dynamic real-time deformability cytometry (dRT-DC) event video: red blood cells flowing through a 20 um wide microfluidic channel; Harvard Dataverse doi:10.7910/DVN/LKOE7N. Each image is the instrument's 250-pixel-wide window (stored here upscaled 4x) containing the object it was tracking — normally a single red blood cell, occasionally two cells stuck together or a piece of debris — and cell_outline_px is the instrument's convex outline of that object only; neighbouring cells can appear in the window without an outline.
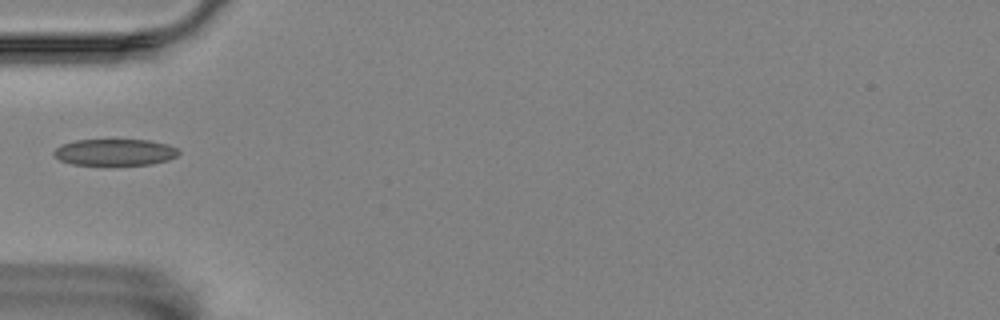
{"species": "Egyptian fruit bat (a non-hibernating species)", "species_latin": "Rousettus aegyptiacus", "temperature_condition": "room temperature", "stored_images_in_passage": 9, "camera_frame_rate_fps": 3000, "um_per_image_px": 0.085, "animal": {"sex": "female"}, "frame": {"image": 1, "passage_image": 6, "time_ms": 6.0, "image_size_px": [1000, 320], "cell_outline_px": [[180, 152], [176, 156], [168, 160], [152, 164], [72, 164], [60, 160], [52, 152], [60, 144], [76, 140], [148, 140], [168, 144], [176, 148]], "centroid_in_image_um": [9.76, 12.93], "position_along_channel_um": 75.2, "area_um2": 19.07}}
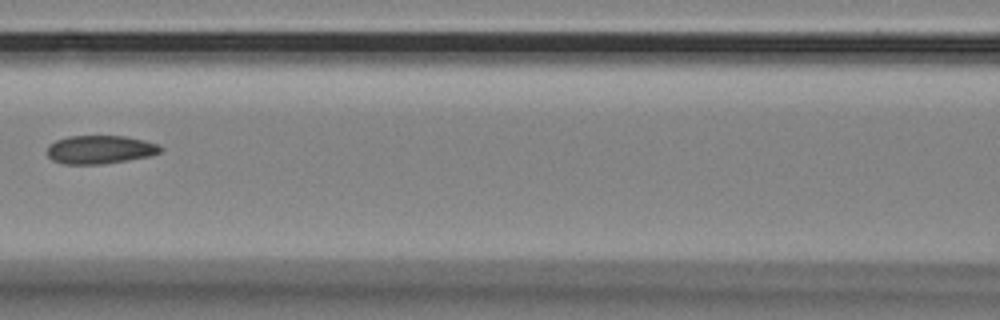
{"frame": {"image": 2, "passage_image": 8, "time_ms": 8.333, "image_size_px": [1000, 320], "cell_outline_px": [[164, 148], [160, 152], [152, 156], [104, 164], [64, 164], [52, 160], [48, 156], [48, 144], [56, 140], [68, 136], [124, 136], [144, 140], [156, 144]], "centroid_in_image_um": [8.51, 12.72], "position_along_channel_um": 158.1, "area_um2": 18.84}}
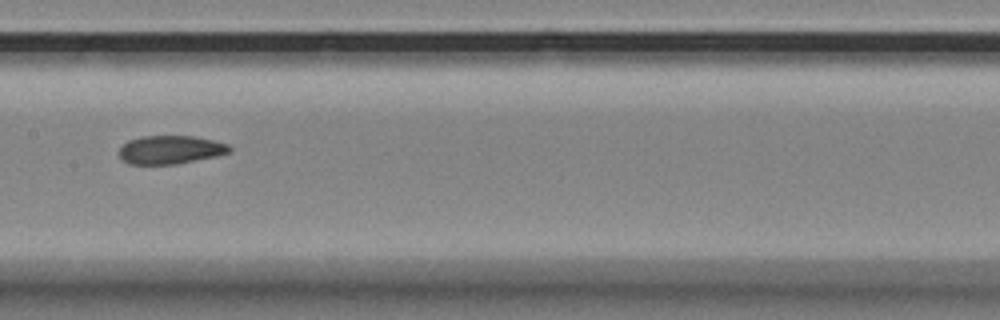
{"frame": {"image": 3, "passage_image": 9, "time_ms": 9.333, "image_size_px": [1000, 320], "cell_outline_px": [[232, 148], [228, 152], [216, 156], [176, 164], [128, 164], [120, 156], [120, 148], [128, 140], [140, 136], [192, 136], [212, 140], [228, 144]], "centroid_in_image_um": [14.47, 12.72], "position_along_channel_um": 192.9, "area_um2": 18.09}}